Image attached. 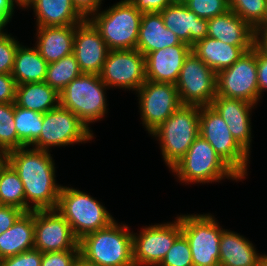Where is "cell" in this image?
<instances>
[{
  "instance_id": "cell-1",
  "label": "cell",
  "mask_w": 267,
  "mask_h": 266,
  "mask_svg": "<svg viewBox=\"0 0 267 266\" xmlns=\"http://www.w3.org/2000/svg\"><path fill=\"white\" fill-rule=\"evenodd\" d=\"M28 148L8 152V163L24 186L26 212L56 209L62 186L56 183L55 163L50 151Z\"/></svg>"
},
{
  "instance_id": "cell-2",
  "label": "cell",
  "mask_w": 267,
  "mask_h": 266,
  "mask_svg": "<svg viewBox=\"0 0 267 266\" xmlns=\"http://www.w3.org/2000/svg\"><path fill=\"white\" fill-rule=\"evenodd\" d=\"M80 258L97 266H135L133 235L126 224L113 221L109 226L79 240Z\"/></svg>"
},
{
  "instance_id": "cell-3",
  "label": "cell",
  "mask_w": 267,
  "mask_h": 266,
  "mask_svg": "<svg viewBox=\"0 0 267 266\" xmlns=\"http://www.w3.org/2000/svg\"><path fill=\"white\" fill-rule=\"evenodd\" d=\"M169 170L179 182L212 183L223 179L241 180V177L215 152L200 135L194 140L186 154Z\"/></svg>"
},
{
  "instance_id": "cell-4",
  "label": "cell",
  "mask_w": 267,
  "mask_h": 266,
  "mask_svg": "<svg viewBox=\"0 0 267 266\" xmlns=\"http://www.w3.org/2000/svg\"><path fill=\"white\" fill-rule=\"evenodd\" d=\"M200 106L181 105L150 135L160 142L168 168H172L199 136Z\"/></svg>"
},
{
  "instance_id": "cell-5",
  "label": "cell",
  "mask_w": 267,
  "mask_h": 266,
  "mask_svg": "<svg viewBox=\"0 0 267 266\" xmlns=\"http://www.w3.org/2000/svg\"><path fill=\"white\" fill-rule=\"evenodd\" d=\"M143 13L129 0L97 11L89 20L99 30L109 50L136 49Z\"/></svg>"
},
{
  "instance_id": "cell-6",
  "label": "cell",
  "mask_w": 267,
  "mask_h": 266,
  "mask_svg": "<svg viewBox=\"0 0 267 266\" xmlns=\"http://www.w3.org/2000/svg\"><path fill=\"white\" fill-rule=\"evenodd\" d=\"M56 210L69 223L78 240L89 233L106 228L115 221L96 198L73 187L62 186Z\"/></svg>"
},
{
  "instance_id": "cell-7",
  "label": "cell",
  "mask_w": 267,
  "mask_h": 266,
  "mask_svg": "<svg viewBox=\"0 0 267 266\" xmlns=\"http://www.w3.org/2000/svg\"><path fill=\"white\" fill-rule=\"evenodd\" d=\"M106 89L98 74L83 73L59 92V105L72 111L88 127L107 114Z\"/></svg>"
},
{
  "instance_id": "cell-8",
  "label": "cell",
  "mask_w": 267,
  "mask_h": 266,
  "mask_svg": "<svg viewBox=\"0 0 267 266\" xmlns=\"http://www.w3.org/2000/svg\"><path fill=\"white\" fill-rule=\"evenodd\" d=\"M199 135L242 180L245 179L250 155L237 143L227 123L211 105L200 106Z\"/></svg>"
},
{
  "instance_id": "cell-9",
  "label": "cell",
  "mask_w": 267,
  "mask_h": 266,
  "mask_svg": "<svg viewBox=\"0 0 267 266\" xmlns=\"http://www.w3.org/2000/svg\"><path fill=\"white\" fill-rule=\"evenodd\" d=\"M213 215H180L182 234L186 237L194 266H220V239L223 228Z\"/></svg>"
},
{
  "instance_id": "cell-10",
  "label": "cell",
  "mask_w": 267,
  "mask_h": 266,
  "mask_svg": "<svg viewBox=\"0 0 267 266\" xmlns=\"http://www.w3.org/2000/svg\"><path fill=\"white\" fill-rule=\"evenodd\" d=\"M94 137L92 130L72 111L58 105L43 114L39 138L30 146L50 151L51 147L86 143Z\"/></svg>"
},
{
  "instance_id": "cell-11",
  "label": "cell",
  "mask_w": 267,
  "mask_h": 266,
  "mask_svg": "<svg viewBox=\"0 0 267 266\" xmlns=\"http://www.w3.org/2000/svg\"><path fill=\"white\" fill-rule=\"evenodd\" d=\"M175 86L182 105H211L217 95V73L191 51Z\"/></svg>"
},
{
  "instance_id": "cell-12",
  "label": "cell",
  "mask_w": 267,
  "mask_h": 266,
  "mask_svg": "<svg viewBox=\"0 0 267 266\" xmlns=\"http://www.w3.org/2000/svg\"><path fill=\"white\" fill-rule=\"evenodd\" d=\"M217 95L257 105V46L245 52L232 66L217 73Z\"/></svg>"
},
{
  "instance_id": "cell-13",
  "label": "cell",
  "mask_w": 267,
  "mask_h": 266,
  "mask_svg": "<svg viewBox=\"0 0 267 266\" xmlns=\"http://www.w3.org/2000/svg\"><path fill=\"white\" fill-rule=\"evenodd\" d=\"M174 222L142 227L133 233V261L135 266H159L175 240L182 234L180 215Z\"/></svg>"
},
{
  "instance_id": "cell-14",
  "label": "cell",
  "mask_w": 267,
  "mask_h": 266,
  "mask_svg": "<svg viewBox=\"0 0 267 266\" xmlns=\"http://www.w3.org/2000/svg\"><path fill=\"white\" fill-rule=\"evenodd\" d=\"M143 126L149 134L182 104L174 84L147 80L137 91Z\"/></svg>"
},
{
  "instance_id": "cell-15",
  "label": "cell",
  "mask_w": 267,
  "mask_h": 266,
  "mask_svg": "<svg viewBox=\"0 0 267 266\" xmlns=\"http://www.w3.org/2000/svg\"><path fill=\"white\" fill-rule=\"evenodd\" d=\"M99 76L109 88L137 91L147 81L145 56L137 49L109 50Z\"/></svg>"
},
{
  "instance_id": "cell-16",
  "label": "cell",
  "mask_w": 267,
  "mask_h": 266,
  "mask_svg": "<svg viewBox=\"0 0 267 266\" xmlns=\"http://www.w3.org/2000/svg\"><path fill=\"white\" fill-rule=\"evenodd\" d=\"M34 249L42 253L79 249L66 219L56 210H34Z\"/></svg>"
},
{
  "instance_id": "cell-17",
  "label": "cell",
  "mask_w": 267,
  "mask_h": 266,
  "mask_svg": "<svg viewBox=\"0 0 267 266\" xmlns=\"http://www.w3.org/2000/svg\"><path fill=\"white\" fill-rule=\"evenodd\" d=\"M109 49L89 19L76 25L73 54L82 73L100 74Z\"/></svg>"
},
{
  "instance_id": "cell-18",
  "label": "cell",
  "mask_w": 267,
  "mask_h": 266,
  "mask_svg": "<svg viewBox=\"0 0 267 266\" xmlns=\"http://www.w3.org/2000/svg\"><path fill=\"white\" fill-rule=\"evenodd\" d=\"M211 106L227 123L228 129L237 143L249 154L252 142L251 112L255 104L239 99L216 95Z\"/></svg>"
},
{
  "instance_id": "cell-19",
  "label": "cell",
  "mask_w": 267,
  "mask_h": 266,
  "mask_svg": "<svg viewBox=\"0 0 267 266\" xmlns=\"http://www.w3.org/2000/svg\"><path fill=\"white\" fill-rule=\"evenodd\" d=\"M160 13L165 27L191 47L208 36V20L199 18L181 0L170 4Z\"/></svg>"
},
{
  "instance_id": "cell-20",
  "label": "cell",
  "mask_w": 267,
  "mask_h": 266,
  "mask_svg": "<svg viewBox=\"0 0 267 266\" xmlns=\"http://www.w3.org/2000/svg\"><path fill=\"white\" fill-rule=\"evenodd\" d=\"M191 46L181 42L145 56L146 80L176 84Z\"/></svg>"
},
{
  "instance_id": "cell-21",
  "label": "cell",
  "mask_w": 267,
  "mask_h": 266,
  "mask_svg": "<svg viewBox=\"0 0 267 266\" xmlns=\"http://www.w3.org/2000/svg\"><path fill=\"white\" fill-rule=\"evenodd\" d=\"M208 37L235 46H255V30L232 10L208 20Z\"/></svg>"
},
{
  "instance_id": "cell-22",
  "label": "cell",
  "mask_w": 267,
  "mask_h": 266,
  "mask_svg": "<svg viewBox=\"0 0 267 266\" xmlns=\"http://www.w3.org/2000/svg\"><path fill=\"white\" fill-rule=\"evenodd\" d=\"M29 7L35 13L37 27L77 25L85 20L72 0H28L22 8Z\"/></svg>"
},
{
  "instance_id": "cell-23",
  "label": "cell",
  "mask_w": 267,
  "mask_h": 266,
  "mask_svg": "<svg viewBox=\"0 0 267 266\" xmlns=\"http://www.w3.org/2000/svg\"><path fill=\"white\" fill-rule=\"evenodd\" d=\"M75 28L76 25L36 28L35 47L48 64L73 53Z\"/></svg>"
},
{
  "instance_id": "cell-24",
  "label": "cell",
  "mask_w": 267,
  "mask_h": 266,
  "mask_svg": "<svg viewBox=\"0 0 267 266\" xmlns=\"http://www.w3.org/2000/svg\"><path fill=\"white\" fill-rule=\"evenodd\" d=\"M264 254L253 243L234 231L223 229L220 239V266H261Z\"/></svg>"
},
{
  "instance_id": "cell-25",
  "label": "cell",
  "mask_w": 267,
  "mask_h": 266,
  "mask_svg": "<svg viewBox=\"0 0 267 266\" xmlns=\"http://www.w3.org/2000/svg\"><path fill=\"white\" fill-rule=\"evenodd\" d=\"M180 43L174 32L165 27L160 12L143 13L136 49L144 56Z\"/></svg>"
},
{
  "instance_id": "cell-26",
  "label": "cell",
  "mask_w": 267,
  "mask_h": 266,
  "mask_svg": "<svg viewBox=\"0 0 267 266\" xmlns=\"http://www.w3.org/2000/svg\"><path fill=\"white\" fill-rule=\"evenodd\" d=\"M254 46H235L210 37L196 42L191 51L216 73L232 66Z\"/></svg>"
},
{
  "instance_id": "cell-27",
  "label": "cell",
  "mask_w": 267,
  "mask_h": 266,
  "mask_svg": "<svg viewBox=\"0 0 267 266\" xmlns=\"http://www.w3.org/2000/svg\"><path fill=\"white\" fill-rule=\"evenodd\" d=\"M34 211L24 212L0 235V260L34 249Z\"/></svg>"
},
{
  "instance_id": "cell-28",
  "label": "cell",
  "mask_w": 267,
  "mask_h": 266,
  "mask_svg": "<svg viewBox=\"0 0 267 266\" xmlns=\"http://www.w3.org/2000/svg\"><path fill=\"white\" fill-rule=\"evenodd\" d=\"M47 66V61L40 55L35 46L29 48L20 44L15 53L11 75L15 79L17 85L44 82Z\"/></svg>"
},
{
  "instance_id": "cell-29",
  "label": "cell",
  "mask_w": 267,
  "mask_h": 266,
  "mask_svg": "<svg viewBox=\"0 0 267 266\" xmlns=\"http://www.w3.org/2000/svg\"><path fill=\"white\" fill-rule=\"evenodd\" d=\"M14 103L44 114L59 105V93L45 81L19 84Z\"/></svg>"
},
{
  "instance_id": "cell-30",
  "label": "cell",
  "mask_w": 267,
  "mask_h": 266,
  "mask_svg": "<svg viewBox=\"0 0 267 266\" xmlns=\"http://www.w3.org/2000/svg\"><path fill=\"white\" fill-rule=\"evenodd\" d=\"M14 122L19 148L30 147L40 136L43 113L16 106L14 103Z\"/></svg>"
},
{
  "instance_id": "cell-31",
  "label": "cell",
  "mask_w": 267,
  "mask_h": 266,
  "mask_svg": "<svg viewBox=\"0 0 267 266\" xmlns=\"http://www.w3.org/2000/svg\"><path fill=\"white\" fill-rule=\"evenodd\" d=\"M0 205L14 206L26 212L23 183L9 163L0 170Z\"/></svg>"
},
{
  "instance_id": "cell-32",
  "label": "cell",
  "mask_w": 267,
  "mask_h": 266,
  "mask_svg": "<svg viewBox=\"0 0 267 266\" xmlns=\"http://www.w3.org/2000/svg\"><path fill=\"white\" fill-rule=\"evenodd\" d=\"M82 74L76 57L72 53L48 64L45 82L59 93Z\"/></svg>"
},
{
  "instance_id": "cell-33",
  "label": "cell",
  "mask_w": 267,
  "mask_h": 266,
  "mask_svg": "<svg viewBox=\"0 0 267 266\" xmlns=\"http://www.w3.org/2000/svg\"><path fill=\"white\" fill-rule=\"evenodd\" d=\"M267 0H229V9L248 23L254 30L262 23Z\"/></svg>"
},
{
  "instance_id": "cell-34",
  "label": "cell",
  "mask_w": 267,
  "mask_h": 266,
  "mask_svg": "<svg viewBox=\"0 0 267 266\" xmlns=\"http://www.w3.org/2000/svg\"><path fill=\"white\" fill-rule=\"evenodd\" d=\"M0 147L7 152L19 149L14 122V103H0Z\"/></svg>"
},
{
  "instance_id": "cell-35",
  "label": "cell",
  "mask_w": 267,
  "mask_h": 266,
  "mask_svg": "<svg viewBox=\"0 0 267 266\" xmlns=\"http://www.w3.org/2000/svg\"><path fill=\"white\" fill-rule=\"evenodd\" d=\"M186 7L199 18L212 19L215 16L227 12L229 0H181Z\"/></svg>"
},
{
  "instance_id": "cell-36",
  "label": "cell",
  "mask_w": 267,
  "mask_h": 266,
  "mask_svg": "<svg viewBox=\"0 0 267 266\" xmlns=\"http://www.w3.org/2000/svg\"><path fill=\"white\" fill-rule=\"evenodd\" d=\"M186 237L181 234L159 266H194Z\"/></svg>"
},
{
  "instance_id": "cell-37",
  "label": "cell",
  "mask_w": 267,
  "mask_h": 266,
  "mask_svg": "<svg viewBox=\"0 0 267 266\" xmlns=\"http://www.w3.org/2000/svg\"><path fill=\"white\" fill-rule=\"evenodd\" d=\"M8 32L0 33V74H11L14 66L15 53L20 45Z\"/></svg>"
},
{
  "instance_id": "cell-38",
  "label": "cell",
  "mask_w": 267,
  "mask_h": 266,
  "mask_svg": "<svg viewBox=\"0 0 267 266\" xmlns=\"http://www.w3.org/2000/svg\"><path fill=\"white\" fill-rule=\"evenodd\" d=\"M79 249L42 253L41 266H76Z\"/></svg>"
},
{
  "instance_id": "cell-39",
  "label": "cell",
  "mask_w": 267,
  "mask_h": 266,
  "mask_svg": "<svg viewBox=\"0 0 267 266\" xmlns=\"http://www.w3.org/2000/svg\"><path fill=\"white\" fill-rule=\"evenodd\" d=\"M42 252L31 249L0 260V266H41Z\"/></svg>"
},
{
  "instance_id": "cell-40",
  "label": "cell",
  "mask_w": 267,
  "mask_h": 266,
  "mask_svg": "<svg viewBox=\"0 0 267 266\" xmlns=\"http://www.w3.org/2000/svg\"><path fill=\"white\" fill-rule=\"evenodd\" d=\"M17 83L11 74H0V103H14Z\"/></svg>"
},
{
  "instance_id": "cell-41",
  "label": "cell",
  "mask_w": 267,
  "mask_h": 266,
  "mask_svg": "<svg viewBox=\"0 0 267 266\" xmlns=\"http://www.w3.org/2000/svg\"><path fill=\"white\" fill-rule=\"evenodd\" d=\"M23 213L17 207L0 205V235L10 229Z\"/></svg>"
},
{
  "instance_id": "cell-42",
  "label": "cell",
  "mask_w": 267,
  "mask_h": 266,
  "mask_svg": "<svg viewBox=\"0 0 267 266\" xmlns=\"http://www.w3.org/2000/svg\"><path fill=\"white\" fill-rule=\"evenodd\" d=\"M140 12H161L179 0H129Z\"/></svg>"
},
{
  "instance_id": "cell-43",
  "label": "cell",
  "mask_w": 267,
  "mask_h": 266,
  "mask_svg": "<svg viewBox=\"0 0 267 266\" xmlns=\"http://www.w3.org/2000/svg\"><path fill=\"white\" fill-rule=\"evenodd\" d=\"M257 81L260 98L267 91V55L257 47Z\"/></svg>"
},
{
  "instance_id": "cell-44",
  "label": "cell",
  "mask_w": 267,
  "mask_h": 266,
  "mask_svg": "<svg viewBox=\"0 0 267 266\" xmlns=\"http://www.w3.org/2000/svg\"><path fill=\"white\" fill-rule=\"evenodd\" d=\"M15 4L19 7H23L18 0H0V33L8 22L11 21L14 15Z\"/></svg>"
},
{
  "instance_id": "cell-45",
  "label": "cell",
  "mask_w": 267,
  "mask_h": 266,
  "mask_svg": "<svg viewBox=\"0 0 267 266\" xmlns=\"http://www.w3.org/2000/svg\"><path fill=\"white\" fill-rule=\"evenodd\" d=\"M74 7L85 18L89 19L98 10H101L102 0H72Z\"/></svg>"
},
{
  "instance_id": "cell-46",
  "label": "cell",
  "mask_w": 267,
  "mask_h": 266,
  "mask_svg": "<svg viewBox=\"0 0 267 266\" xmlns=\"http://www.w3.org/2000/svg\"><path fill=\"white\" fill-rule=\"evenodd\" d=\"M256 46L267 55V31H255Z\"/></svg>"
},
{
  "instance_id": "cell-47",
  "label": "cell",
  "mask_w": 267,
  "mask_h": 266,
  "mask_svg": "<svg viewBox=\"0 0 267 266\" xmlns=\"http://www.w3.org/2000/svg\"><path fill=\"white\" fill-rule=\"evenodd\" d=\"M8 163V152L0 147V170Z\"/></svg>"
},
{
  "instance_id": "cell-48",
  "label": "cell",
  "mask_w": 267,
  "mask_h": 266,
  "mask_svg": "<svg viewBox=\"0 0 267 266\" xmlns=\"http://www.w3.org/2000/svg\"><path fill=\"white\" fill-rule=\"evenodd\" d=\"M255 31H267V6H266V13L263 18L262 23L255 29Z\"/></svg>"
},
{
  "instance_id": "cell-49",
  "label": "cell",
  "mask_w": 267,
  "mask_h": 266,
  "mask_svg": "<svg viewBox=\"0 0 267 266\" xmlns=\"http://www.w3.org/2000/svg\"><path fill=\"white\" fill-rule=\"evenodd\" d=\"M76 266H97V265L90 264L85 260L79 258L78 262L76 263Z\"/></svg>"
},
{
  "instance_id": "cell-50",
  "label": "cell",
  "mask_w": 267,
  "mask_h": 266,
  "mask_svg": "<svg viewBox=\"0 0 267 266\" xmlns=\"http://www.w3.org/2000/svg\"><path fill=\"white\" fill-rule=\"evenodd\" d=\"M261 266H267V256L265 254L262 258Z\"/></svg>"
},
{
  "instance_id": "cell-51",
  "label": "cell",
  "mask_w": 267,
  "mask_h": 266,
  "mask_svg": "<svg viewBox=\"0 0 267 266\" xmlns=\"http://www.w3.org/2000/svg\"><path fill=\"white\" fill-rule=\"evenodd\" d=\"M20 4L23 6L28 0H18Z\"/></svg>"
}]
</instances>
